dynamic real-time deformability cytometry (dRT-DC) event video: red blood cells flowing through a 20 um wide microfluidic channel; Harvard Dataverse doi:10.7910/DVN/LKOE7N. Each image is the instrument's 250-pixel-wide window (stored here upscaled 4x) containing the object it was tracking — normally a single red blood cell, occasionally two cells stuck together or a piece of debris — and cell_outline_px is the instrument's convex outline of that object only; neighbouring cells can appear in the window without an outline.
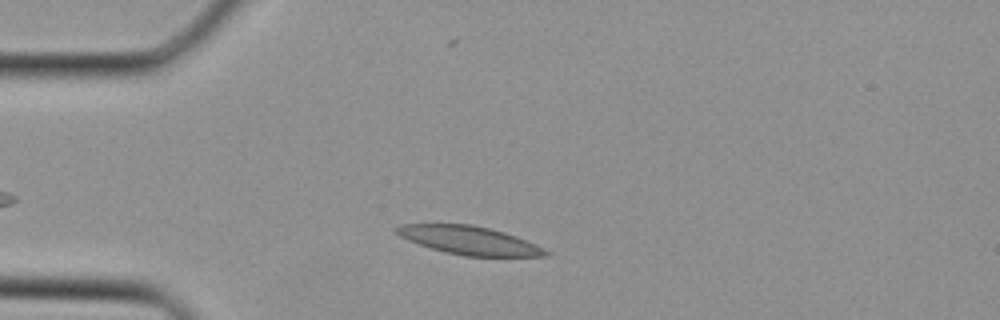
{"species": "Egyptian fruit bat (a non-hibernating species)", "species_latin": "Rousettus aegyptiacus", "temperature_condition": "cold", "stored_images_in_passage": 27, "camera_frame_rate_fps": 3000, "um_per_image_px": 0.085, "animal": {"sex": "female"}, "frame": {"image": 1, "passage_image": 4, "time_ms": 1.0, "image_size_px": [1000, 320], "cell_outline_px": [[552, 252], [548, 256], [464, 256], [444, 252], [408, 240], [400, 236], [392, 228], [400, 224], [472, 224], [504, 232], [516, 236], [536, 244]], "centroid_in_image_um": [39.9, 20.43], "position_along_channel_um": 45.1, "area_um2": 24.62}}
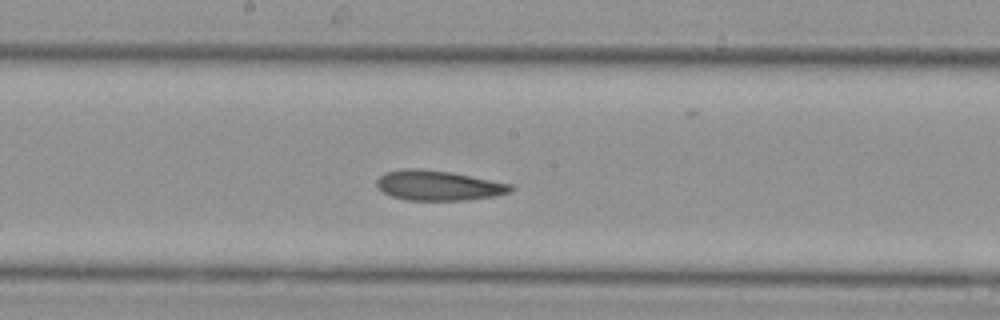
{"frame": {"image": 2, "passage_image": 14, "time_ms": 4.333, "image_size_px": [1000, 320], "cell_outline_px": [[516, 188], [512, 192], [496, 196], [464, 200], [408, 200], [392, 196], [376, 188], [376, 180], [384, 172], [404, 168], [420, 168], [452, 172], [512, 184]], "centroid_in_image_um": [37.27, 15.75], "position_along_channel_um": 210.9, "area_um2": 23.7}}
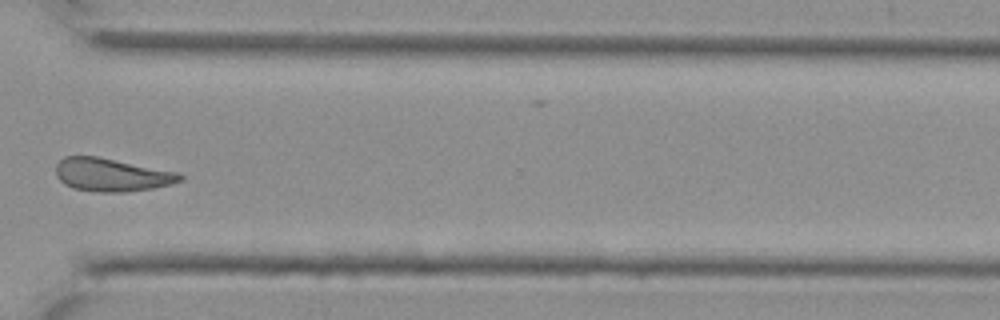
{"frame": {"image": 3, "passage_image": 22, "time_ms": 7.0, "image_size_px": [1000, 320], "cell_outline_px": [[184, 180], [172, 184], [156, 188], [124, 192], [96, 192], [72, 188], [64, 184], [56, 176], [56, 164], [64, 156], [96, 156], [180, 172], [184, 176]], "centroid_in_image_um": [9.52, 14.86], "position_along_channel_um": 361.1, "area_um2": 24.28}}